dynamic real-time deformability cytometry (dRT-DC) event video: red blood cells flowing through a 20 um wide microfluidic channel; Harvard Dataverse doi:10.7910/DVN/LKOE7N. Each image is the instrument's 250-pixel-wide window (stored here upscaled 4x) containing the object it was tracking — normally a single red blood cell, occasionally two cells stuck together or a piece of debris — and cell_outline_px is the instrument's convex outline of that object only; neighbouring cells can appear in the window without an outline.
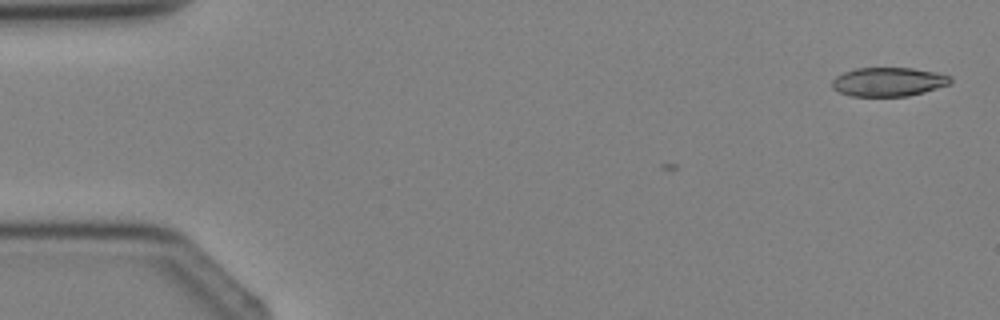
{"species": "Egyptian fruit bat (a non-hibernating species)", "species_latin": "Rousettus aegyptiacus", "temperature_condition": "cold", "stored_images_in_passage": 3, "camera_frame_rate_fps": 3000, "um_per_image_px": 0.085, "animal": {"sex": "female"}, "frame": {"image": 1, "passage_image": 1, "time_ms": 0.0, "image_size_px": [1000, 320], "cell_outline_px": [[952, 80], [948, 84], [924, 92], [908, 96], [852, 96], [840, 92], [832, 88], [832, 80], [836, 76], [844, 72], [856, 68], [912, 68], [936, 72], [952, 76]], "centroid_in_image_um": [75.51, 6.95], "position_along_channel_um": 9.5, "area_um2": 19.88}}